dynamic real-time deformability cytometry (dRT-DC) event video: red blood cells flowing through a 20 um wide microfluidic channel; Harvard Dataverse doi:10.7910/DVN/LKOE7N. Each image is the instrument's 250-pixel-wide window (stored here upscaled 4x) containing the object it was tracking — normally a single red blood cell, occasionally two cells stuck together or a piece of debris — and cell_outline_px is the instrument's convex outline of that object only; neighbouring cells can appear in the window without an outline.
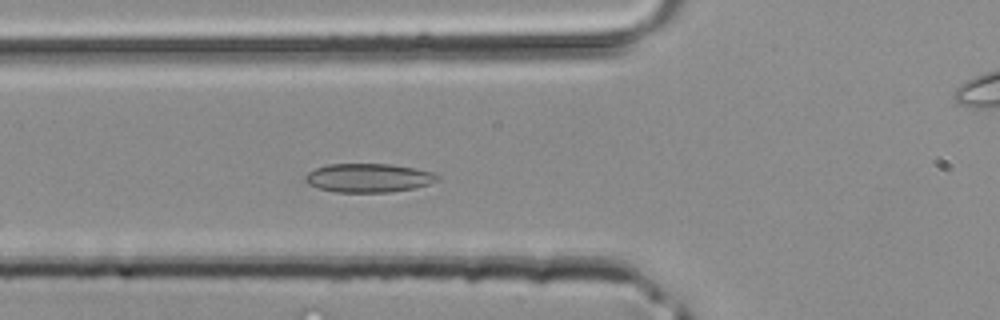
{"species": "common noctule bat (a hibernating species)", "species_latin": "Nyctalus noctula", "temperature_condition": "room temperature", "stored_images_in_passage": 37, "camera_frame_rate_fps": 3000, "um_per_image_px": 0.085, "animal": {"sex": "male", "body_mass_g": 20.4}, "frame": {"image": 1, "passage_image": 9, "time_ms": 2.667, "image_size_px": [1000, 320], "cell_outline_px": [[440, 180], [416, 188], [388, 192], [332, 192], [316, 188], [308, 184], [304, 180], [304, 176], [308, 172], [316, 168], [328, 164], [392, 164], [416, 168], [432, 172], [440, 176]], "centroid_in_image_um": [31.32, 15.12], "position_along_channel_um": 94.5, "area_um2": 22.43}}
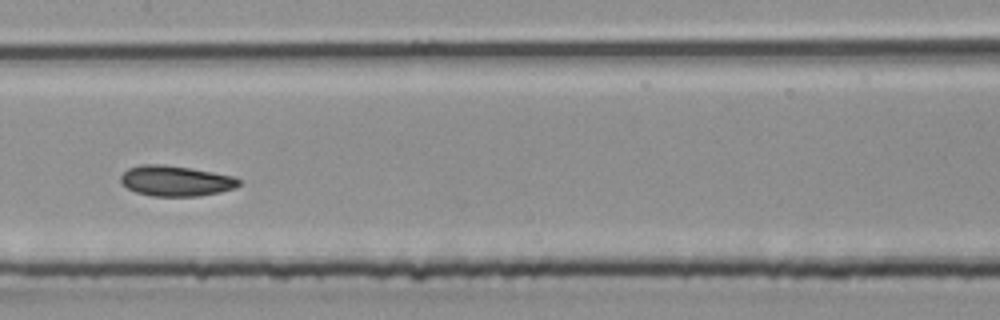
{"frame": {"image": 2, "passage_image": 15, "time_ms": 4.667, "image_size_px": [1000, 320], "cell_outline_px": [[240, 184], [236, 188], [220, 192], [196, 196], [152, 196], [136, 192], [128, 188], [120, 180], [120, 176], [128, 168], [140, 164], [160, 164], [192, 168], [236, 176], [240, 180]], "centroid_in_image_um": [14.97, 15.37], "position_along_channel_um": 192.4, "area_um2": 21.1}}
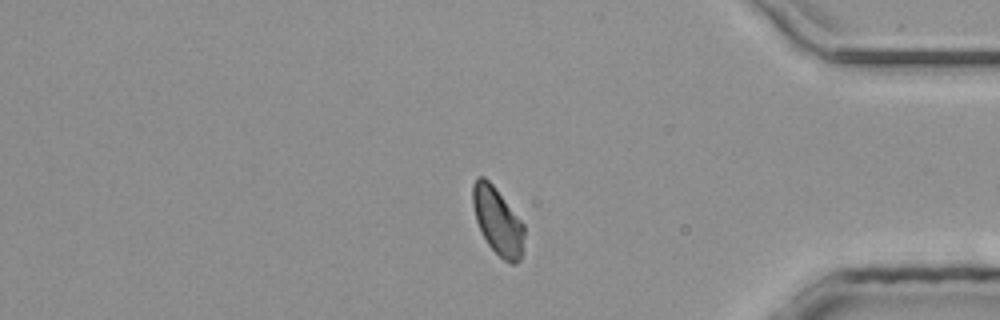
{"frame": {"image": 3, "passage_image": 29, "time_ms": 9.333, "image_size_px": [1000, 320], "cell_outline_px": [[524, 236], [520, 260], [516, 264], [512, 264], [504, 260], [488, 244], [476, 220], [472, 204], [472, 184], [476, 176], [484, 176], [492, 184], [524, 224]], "centroid_in_image_um": [42.29, 18.77], "position_along_channel_um": 392.9, "area_um2": 19.94}}